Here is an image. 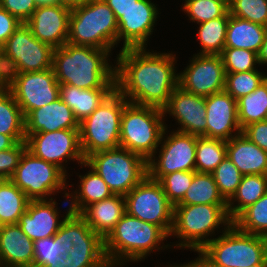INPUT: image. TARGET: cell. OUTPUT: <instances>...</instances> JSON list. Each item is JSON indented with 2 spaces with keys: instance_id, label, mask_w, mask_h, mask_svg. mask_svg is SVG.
Returning a JSON list of instances; mask_svg holds the SVG:
<instances>
[{
  "instance_id": "6da1fadb",
  "label": "cell",
  "mask_w": 267,
  "mask_h": 267,
  "mask_svg": "<svg viewBox=\"0 0 267 267\" xmlns=\"http://www.w3.org/2000/svg\"><path fill=\"white\" fill-rule=\"evenodd\" d=\"M121 49L115 67V88L132 104L163 109L178 86L175 55Z\"/></svg>"
},
{
  "instance_id": "7a4b0ae2",
  "label": "cell",
  "mask_w": 267,
  "mask_h": 267,
  "mask_svg": "<svg viewBox=\"0 0 267 267\" xmlns=\"http://www.w3.org/2000/svg\"><path fill=\"white\" fill-rule=\"evenodd\" d=\"M108 50L65 43L53 50L52 68L58 83L80 89H115V67Z\"/></svg>"
},
{
  "instance_id": "3957f363",
  "label": "cell",
  "mask_w": 267,
  "mask_h": 267,
  "mask_svg": "<svg viewBox=\"0 0 267 267\" xmlns=\"http://www.w3.org/2000/svg\"><path fill=\"white\" fill-rule=\"evenodd\" d=\"M168 237L161 227L125 213L104 239L105 254L111 267L122 265L123 261H141L160 249L159 243Z\"/></svg>"
},
{
  "instance_id": "277c9868",
  "label": "cell",
  "mask_w": 267,
  "mask_h": 267,
  "mask_svg": "<svg viewBox=\"0 0 267 267\" xmlns=\"http://www.w3.org/2000/svg\"><path fill=\"white\" fill-rule=\"evenodd\" d=\"M118 23L103 0H88L71 9L68 43L108 50L116 45Z\"/></svg>"
},
{
  "instance_id": "5b68a950",
  "label": "cell",
  "mask_w": 267,
  "mask_h": 267,
  "mask_svg": "<svg viewBox=\"0 0 267 267\" xmlns=\"http://www.w3.org/2000/svg\"><path fill=\"white\" fill-rule=\"evenodd\" d=\"M128 103L115 88L90 116L79 123L85 159L96 152L120 147L121 115Z\"/></svg>"
},
{
  "instance_id": "8992f818",
  "label": "cell",
  "mask_w": 267,
  "mask_h": 267,
  "mask_svg": "<svg viewBox=\"0 0 267 267\" xmlns=\"http://www.w3.org/2000/svg\"><path fill=\"white\" fill-rule=\"evenodd\" d=\"M163 110L128 103L121 115L120 147L143 157H155L165 129Z\"/></svg>"
},
{
  "instance_id": "52a82bcc",
  "label": "cell",
  "mask_w": 267,
  "mask_h": 267,
  "mask_svg": "<svg viewBox=\"0 0 267 267\" xmlns=\"http://www.w3.org/2000/svg\"><path fill=\"white\" fill-rule=\"evenodd\" d=\"M200 252L217 267H253L267 260L264 236L239 230L234 224L224 228Z\"/></svg>"
},
{
  "instance_id": "ba28073f",
  "label": "cell",
  "mask_w": 267,
  "mask_h": 267,
  "mask_svg": "<svg viewBox=\"0 0 267 267\" xmlns=\"http://www.w3.org/2000/svg\"><path fill=\"white\" fill-rule=\"evenodd\" d=\"M223 224H233L227 211V205H174L173 226L169 236H176L183 241L177 247H187L200 251L212 239L207 236Z\"/></svg>"
},
{
  "instance_id": "9c48e42d",
  "label": "cell",
  "mask_w": 267,
  "mask_h": 267,
  "mask_svg": "<svg viewBox=\"0 0 267 267\" xmlns=\"http://www.w3.org/2000/svg\"><path fill=\"white\" fill-rule=\"evenodd\" d=\"M81 166L93 169L113 195L126 196L148 175L147 161L122 147L89 155Z\"/></svg>"
},
{
  "instance_id": "30bf717a",
  "label": "cell",
  "mask_w": 267,
  "mask_h": 267,
  "mask_svg": "<svg viewBox=\"0 0 267 267\" xmlns=\"http://www.w3.org/2000/svg\"><path fill=\"white\" fill-rule=\"evenodd\" d=\"M67 173L55 164L36 157L26 149L10 180L31 200H46L47 195L64 190Z\"/></svg>"
},
{
  "instance_id": "8fae6325",
  "label": "cell",
  "mask_w": 267,
  "mask_h": 267,
  "mask_svg": "<svg viewBox=\"0 0 267 267\" xmlns=\"http://www.w3.org/2000/svg\"><path fill=\"white\" fill-rule=\"evenodd\" d=\"M53 50L21 23L3 45V59L8 73L43 71L52 68Z\"/></svg>"
},
{
  "instance_id": "7c38bea8",
  "label": "cell",
  "mask_w": 267,
  "mask_h": 267,
  "mask_svg": "<svg viewBox=\"0 0 267 267\" xmlns=\"http://www.w3.org/2000/svg\"><path fill=\"white\" fill-rule=\"evenodd\" d=\"M124 198L127 214L157 225L170 235L174 205L167 199L158 181L147 175Z\"/></svg>"
},
{
  "instance_id": "4fadbf2b",
  "label": "cell",
  "mask_w": 267,
  "mask_h": 267,
  "mask_svg": "<svg viewBox=\"0 0 267 267\" xmlns=\"http://www.w3.org/2000/svg\"><path fill=\"white\" fill-rule=\"evenodd\" d=\"M9 74V90L24 117L32 110L51 104L60 98V84L53 68L43 71Z\"/></svg>"
},
{
  "instance_id": "5bb4252c",
  "label": "cell",
  "mask_w": 267,
  "mask_h": 267,
  "mask_svg": "<svg viewBox=\"0 0 267 267\" xmlns=\"http://www.w3.org/2000/svg\"><path fill=\"white\" fill-rule=\"evenodd\" d=\"M166 130L165 127L161 137L164 142L160 146L159 159L147 161L148 176L155 181L176 171H195L197 135L176 131L165 140Z\"/></svg>"
},
{
  "instance_id": "9a60e30c",
  "label": "cell",
  "mask_w": 267,
  "mask_h": 267,
  "mask_svg": "<svg viewBox=\"0 0 267 267\" xmlns=\"http://www.w3.org/2000/svg\"><path fill=\"white\" fill-rule=\"evenodd\" d=\"M27 149L36 157L55 164L65 173L62 165L66 159L83 164L85 158L81 149L79 129H61L53 132H37L26 139Z\"/></svg>"
},
{
  "instance_id": "2e32d148",
  "label": "cell",
  "mask_w": 267,
  "mask_h": 267,
  "mask_svg": "<svg viewBox=\"0 0 267 267\" xmlns=\"http://www.w3.org/2000/svg\"><path fill=\"white\" fill-rule=\"evenodd\" d=\"M226 73L221 55L196 54L179 73L178 86L184 91L208 97L225 90Z\"/></svg>"
},
{
  "instance_id": "e0dca14e",
  "label": "cell",
  "mask_w": 267,
  "mask_h": 267,
  "mask_svg": "<svg viewBox=\"0 0 267 267\" xmlns=\"http://www.w3.org/2000/svg\"><path fill=\"white\" fill-rule=\"evenodd\" d=\"M155 4L150 0H138L117 19V41L124 40L122 49L143 48L153 32L158 15Z\"/></svg>"
},
{
  "instance_id": "ac0fdd59",
  "label": "cell",
  "mask_w": 267,
  "mask_h": 267,
  "mask_svg": "<svg viewBox=\"0 0 267 267\" xmlns=\"http://www.w3.org/2000/svg\"><path fill=\"white\" fill-rule=\"evenodd\" d=\"M162 110L164 115H172L181 125L177 131L207 137L205 97L177 86Z\"/></svg>"
},
{
  "instance_id": "d6986e66",
  "label": "cell",
  "mask_w": 267,
  "mask_h": 267,
  "mask_svg": "<svg viewBox=\"0 0 267 267\" xmlns=\"http://www.w3.org/2000/svg\"><path fill=\"white\" fill-rule=\"evenodd\" d=\"M71 9L60 4L39 6L25 22L34 37L53 49L68 41Z\"/></svg>"
},
{
  "instance_id": "ffe728a7",
  "label": "cell",
  "mask_w": 267,
  "mask_h": 267,
  "mask_svg": "<svg viewBox=\"0 0 267 267\" xmlns=\"http://www.w3.org/2000/svg\"><path fill=\"white\" fill-rule=\"evenodd\" d=\"M207 138L229 141L242 133L237 101L225 90L205 97ZM233 131L234 135H232Z\"/></svg>"
},
{
  "instance_id": "44dd1931",
  "label": "cell",
  "mask_w": 267,
  "mask_h": 267,
  "mask_svg": "<svg viewBox=\"0 0 267 267\" xmlns=\"http://www.w3.org/2000/svg\"><path fill=\"white\" fill-rule=\"evenodd\" d=\"M31 200L26 211L20 216L18 225L22 231L34 242L38 239L53 237L61 227L56 201Z\"/></svg>"
},
{
  "instance_id": "7402d4cb",
  "label": "cell",
  "mask_w": 267,
  "mask_h": 267,
  "mask_svg": "<svg viewBox=\"0 0 267 267\" xmlns=\"http://www.w3.org/2000/svg\"><path fill=\"white\" fill-rule=\"evenodd\" d=\"M61 129H79V122L73 111L60 98L30 111L25 116L26 139L37 132H53Z\"/></svg>"
},
{
  "instance_id": "603a6c76",
  "label": "cell",
  "mask_w": 267,
  "mask_h": 267,
  "mask_svg": "<svg viewBox=\"0 0 267 267\" xmlns=\"http://www.w3.org/2000/svg\"><path fill=\"white\" fill-rule=\"evenodd\" d=\"M34 242L18 224L0 226V267H33Z\"/></svg>"
},
{
  "instance_id": "cb8c5ba5",
  "label": "cell",
  "mask_w": 267,
  "mask_h": 267,
  "mask_svg": "<svg viewBox=\"0 0 267 267\" xmlns=\"http://www.w3.org/2000/svg\"><path fill=\"white\" fill-rule=\"evenodd\" d=\"M67 256L76 265L111 267L104 248V239L96 234L84 219L77 221V240Z\"/></svg>"
},
{
  "instance_id": "d4e9b609",
  "label": "cell",
  "mask_w": 267,
  "mask_h": 267,
  "mask_svg": "<svg viewBox=\"0 0 267 267\" xmlns=\"http://www.w3.org/2000/svg\"><path fill=\"white\" fill-rule=\"evenodd\" d=\"M226 154L243 175H267V152L242 133L227 141Z\"/></svg>"
},
{
  "instance_id": "484cf974",
  "label": "cell",
  "mask_w": 267,
  "mask_h": 267,
  "mask_svg": "<svg viewBox=\"0 0 267 267\" xmlns=\"http://www.w3.org/2000/svg\"><path fill=\"white\" fill-rule=\"evenodd\" d=\"M126 213L125 198L112 195L84 209V220L91 229L105 239Z\"/></svg>"
},
{
  "instance_id": "4316f807",
  "label": "cell",
  "mask_w": 267,
  "mask_h": 267,
  "mask_svg": "<svg viewBox=\"0 0 267 267\" xmlns=\"http://www.w3.org/2000/svg\"><path fill=\"white\" fill-rule=\"evenodd\" d=\"M77 240V222H63L53 237L34 241L33 267H44L47 262L66 256Z\"/></svg>"
},
{
  "instance_id": "83f0119b",
  "label": "cell",
  "mask_w": 267,
  "mask_h": 267,
  "mask_svg": "<svg viewBox=\"0 0 267 267\" xmlns=\"http://www.w3.org/2000/svg\"><path fill=\"white\" fill-rule=\"evenodd\" d=\"M114 89H80L60 85V99L73 111L80 123L90 116Z\"/></svg>"
},
{
  "instance_id": "f1b7e54d",
  "label": "cell",
  "mask_w": 267,
  "mask_h": 267,
  "mask_svg": "<svg viewBox=\"0 0 267 267\" xmlns=\"http://www.w3.org/2000/svg\"><path fill=\"white\" fill-rule=\"evenodd\" d=\"M267 27L230 15L225 47L247 49L258 54Z\"/></svg>"
},
{
  "instance_id": "f546056e",
  "label": "cell",
  "mask_w": 267,
  "mask_h": 267,
  "mask_svg": "<svg viewBox=\"0 0 267 267\" xmlns=\"http://www.w3.org/2000/svg\"><path fill=\"white\" fill-rule=\"evenodd\" d=\"M266 192L267 175H243L236 192L227 201L230 219L233 221L245 208L258 201ZM234 201H237L238 205H233Z\"/></svg>"
},
{
  "instance_id": "4dcf8cb0",
  "label": "cell",
  "mask_w": 267,
  "mask_h": 267,
  "mask_svg": "<svg viewBox=\"0 0 267 267\" xmlns=\"http://www.w3.org/2000/svg\"><path fill=\"white\" fill-rule=\"evenodd\" d=\"M0 134L26 142L25 117L9 89L0 92Z\"/></svg>"
},
{
  "instance_id": "1f68e13d",
  "label": "cell",
  "mask_w": 267,
  "mask_h": 267,
  "mask_svg": "<svg viewBox=\"0 0 267 267\" xmlns=\"http://www.w3.org/2000/svg\"><path fill=\"white\" fill-rule=\"evenodd\" d=\"M196 204L227 205V201L219 193L212 173L196 172L185 196L176 205Z\"/></svg>"
},
{
  "instance_id": "d6a6232c",
  "label": "cell",
  "mask_w": 267,
  "mask_h": 267,
  "mask_svg": "<svg viewBox=\"0 0 267 267\" xmlns=\"http://www.w3.org/2000/svg\"><path fill=\"white\" fill-rule=\"evenodd\" d=\"M29 199L10 179L0 181V226L18 224Z\"/></svg>"
},
{
  "instance_id": "836d02e7",
  "label": "cell",
  "mask_w": 267,
  "mask_h": 267,
  "mask_svg": "<svg viewBox=\"0 0 267 267\" xmlns=\"http://www.w3.org/2000/svg\"><path fill=\"white\" fill-rule=\"evenodd\" d=\"M238 121L241 129L267 119V78L252 92L237 100Z\"/></svg>"
},
{
  "instance_id": "e575fe53",
  "label": "cell",
  "mask_w": 267,
  "mask_h": 267,
  "mask_svg": "<svg viewBox=\"0 0 267 267\" xmlns=\"http://www.w3.org/2000/svg\"><path fill=\"white\" fill-rule=\"evenodd\" d=\"M230 14L203 22L198 30L201 49L200 55H221L225 48L226 32Z\"/></svg>"
},
{
  "instance_id": "d590c367",
  "label": "cell",
  "mask_w": 267,
  "mask_h": 267,
  "mask_svg": "<svg viewBox=\"0 0 267 267\" xmlns=\"http://www.w3.org/2000/svg\"><path fill=\"white\" fill-rule=\"evenodd\" d=\"M227 141L197 136L195 171L212 173L227 156Z\"/></svg>"
},
{
  "instance_id": "8d00e7d4",
  "label": "cell",
  "mask_w": 267,
  "mask_h": 267,
  "mask_svg": "<svg viewBox=\"0 0 267 267\" xmlns=\"http://www.w3.org/2000/svg\"><path fill=\"white\" fill-rule=\"evenodd\" d=\"M233 224L241 231L254 235H267V192L254 204L245 208Z\"/></svg>"
},
{
  "instance_id": "74e56055",
  "label": "cell",
  "mask_w": 267,
  "mask_h": 267,
  "mask_svg": "<svg viewBox=\"0 0 267 267\" xmlns=\"http://www.w3.org/2000/svg\"><path fill=\"white\" fill-rule=\"evenodd\" d=\"M266 78L267 76L258 70L226 73L225 91L237 101L254 92Z\"/></svg>"
},
{
  "instance_id": "f35d334b",
  "label": "cell",
  "mask_w": 267,
  "mask_h": 267,
  "mask_svg": "<svg viewBox=\"0 0 267 267\" xmlns=\"http://www.w3.org/2000/svg\"><path fill=\"white\" fill-rule=\"evenodd\" d=\"M79 177L80 185L79 192L77 190V193L84 209L95 202L110 198L113 195L106 182L93 169L87 175H80Z\"/></svg>"
},
{
  "instance_id": "ab89813d",
  "label": "cell",
  "mask_w": 267,
  "mask_h": 267,
  "mask_svg": "<svg viewBox=\"0 0 267 267\" xmlns=\"http://www.w3.org/2000/svg\"><path fill=\"white\" fill-rule=\"evenodd\" d=\"M183 11L188 14L190 21L201 24L203 22L223 17L229 11V2L212 0H185Z\"/></svg>"
},
{
  "instance_id": "60d3db41",
  "label": "cell",
  "mask_w": 267,
  "mask_h": 267,
  "mask_svg": "<svg viewBox=\"0 0 267 267\" xmlns=\"http://www.w3.org/2000/svg\"><path fill=\"white\" fill-rule=\"evenodd\" d=\"M219 193L228 201L236 192L243 174L234 163L226 156L212 172Z\"/></svg>"
},
{
  "instance_id": "b9f144b4",
  "label": "cell",
  "mask_w": 267,
  "mask_h": 267,
  "mask_svg": "<svg viewBox=\"0 0 267 267\" xmlns=\"http://www.w3.org/2000/svg\"><path fill=\"white\" fill-rule=\"evenodd\" d=\"M229 14L267 27V0H230Z\"/></svg>"
},
{
  "instance_id": "7bdbcfd3",
  "label": "cell",
  "mask_w": 267,
  "mask_h": 267,
  "mask_svg": "<svg viewBox=\"0 0 267 267\" xmlns=\"http://www.w3.org/2000/svg\"><path fill=\"white\" fill-rule=\"evenodd\" d=\"M221 57L225 73L257 70L255 65L259 64L258 54L247 49L225 47Z\"/></svg>"
},
{
  "instance_id": "ee69618b",
  "label": "cell",
  "mask_w": 267,
  "mask_h": 267,
  "mask_svg": "<svg viewBox=\"0 0 267 267\" xmlns=\"http://www.w3.org/2000/svg\"><path fill=\"white\" fill-rule=\"evenodd\" d=\"M196 171H176L164 175L158 182L161 184L167 199L173 204H178L186 194L192 183Z\"/></svg>"
},
{
  "instance_id": "f6af8a7d",
  "label": "cell",
  "mask_w": 267,
  "mask_h": 267,
  "mask_svg": "<svg viewBox=\"0 0 267 267\" xmlns=\"http://www.w3.org/2000/svg\"><path fill=\"white\" fill-rule=\"evenodd\" d=\"M26 149V142H17L12 148L0 151V177L2 179H10L13 176Z\"/></svg>"
},
{
  "instance_id": "bcb514c9",
  "label": "cell",
  "mask_w": 267,
  "mask_h": 267,
  "mask_svg": "<svg viewBox=\"0 0 267 267\" xmlns=\"http://www.w3.org/2000/svg\"><path fill=\"white\" fill-rule=\"evenodd\" d=\"M0 7L25 23L37 9L34 0H0Z\"/></svg>"
},
{
  "instance_id": "7dc6e473",
  "label": "cell",
  "mask_w": 267,
  "mask_h": 267,
  "mask_svg": "<svg viewBox=\"0 0 267 267\" xmlns=\"http://www.w3.org/2000/svg\"><path fill=\"white\" fill-rule=\"evenodd\" d=\"M242 134L267 152V120L247 125L242 129Z\"/></svg>"
},
{
  "instance_id": "c3c4849f",
  "label": "cell",
  "mask_w": 267,
  "mask_h": 267,
  "mask_svg": "<svg viewBox=\"0 0 267 267\" xmlns=\"http://www.w3.org/2000/svg\"><path fill=\"white\" fill-rule=\"evenodd\" d=\"M22 22L0 7V45L3 46Z\"/></svg>"
},
{
  "instance_id": "681fc988",
  "label": "cell",
  "mask_w": 267,
  "mask_h": 267,
  "mask_svg": "<svg viewBox=\"0 0 267 267\" xmlns=\"http://www.w3.org/2000/svg\"><path fill=\"white\" fill-rule=\"evenodd\" d=\"M70 196L72 197V201L70 202L69 209L67 210L68 212L66 213L65 218H63L62 220L63 222H77L79 220L84 219V208L81 204L80 197L77 191H75L72 195L68 192L65 193V197L70 198ZM65 203L66 202H64V204Z\"/></svg>"
},
{
  "instance_id": "f907efd6",
  "label": "cell",
  "mask_w": 267,
  "mask_h": 267,
  "mask_svg": "<svg viewBox=\"0 0 267 267\" xmlns=\"http://www.w3.org/2000/svg\"><path fill=\"white\" fill-rule=\"evenodd\" d=\"M114 12L116 19L129 10L138 0H103Z\"/></svg>"
},
{
  "instance_id": "816d5d0a",
  "label": "cell",
  "mask_w": 267,
  "mask_h": 267,
  "mask_svg": "<svg viewBox=\"0 0 267 267\" xmlns=\"http://www.w3.org/2000/svg\"><path fill=\"white\" fill-rule=\"evenodd\" d=\"M9 89V74L3 59V46L0 45V92Z\"/></svg>"
},
{
  "instance_id": "f5cc1de1",
  "label": "cell",
  "mask_w": 267,
  "mask_h": 267,
  "mask_svg": "<svg viewBox=\"0 0 267 267\" xmlns=\"http://www.w3.org/2000/svg\"><path fill=\"white\" fill-rule=\"evenodd\" d=\"M44 267H86L85 265H76L74 264L69 256L60 255V259H56L52 262H47Z\"/></svg>"
},
{
  "instance_id": "db71d44e",
  "label": "cell",
  "mask_w": 267,
  "mask_h": 267,
  "mask_svg": "<svg viewBox=\"0 0 267 267\" xmlns=\"http://www.w3.org/2000/svg\"><path fill=\"white\" fill-rule=\"evenodd\" d=\"M200 255L195 261L182 265V267H217L208 258H206L200 251H197Z\"/></svg>"
},
{
  "instance_id": "11a10c76",
  "label": "cell",
  "mask_w": 267,
  "mask_h": 267,
  "mask_svg": "<svg viewBox=\"0 0 267 267\" xmlns=\"http://www.w3.org/2000/svg\"><path fill=\"white\" fill-rule=\"evenodd\" d=\"M17 142L8 135L0 134V151L12 148Z\"/></svg>"
},
{
  "instance_id": "9f6ffc18",
  "label": "cell",
  "mask_w": 267,
  "mask_h": 267,
  "mask_svg": "<svg viewBox=\"0 0 267 267\" xmlns=\"http://www.w3.org/2000/svg\"><path fill=\"white\" fill-rule=\"evenodd\" d=\"M258 62H259V65L267 64V32H266L264 41L261 45V48L258 52Z\"/></svg>"
},
{
  "instance_id": "6f0895ef",
  "label": "cell",
  "mask_w": 267,
  "mask_h": 267,
  "mask_svg": "<svg viewBox=\"0 0 267 267\" xmlns=\"http://www.w3.org/2000/svg\"><path fill=\"white\" fill-rule=\"evenodd\" d=\"M88 0H59V4L65 6L69 9L76 8L83 3L87 2Z\"/></svg>"
},
{
  "instance_id": "680465c9",
  "label": "cell",
  "mask_w": 267,
  "mask_h": 267,
  "mask_svg": "<svg viewBox=\"0 0 267 267\" xmlns=\"http://www.w3.org/2000/svg\"><path fill=\"white\" fill-rule=\"evenodd\" d=\"M37 7L52 6L59 4V0H34Z\"/></svg>"
},
{
  "instance_id": "91938a15",
  "label": "cell",
  "mask_w": 267,
  "mask_h": 267,
  "mask_svg": "<svg viewBox=\"0 0 267 267\" xmlns=\"http://www.w3.org/2000/svg\"><path fill=\"white\" fill-rule=\"evenodd\" d=\"M253 267H267V260L262 265H257Z\"/></svg>"
},
{
  "instance_id": "94428289",
  "label": "cell",
  "mask_w": 267,
  "mask_h": 267,
  "mask_svg": "<svg viewBox=\"0 0 267 267\" xmlns=\"http://www.w3.org/2000/svg\"><path fill=\"white\" fill-rule=\"evenodd\" d=\"M212 1L229 2L230 0H212Z\"/></svg>"
},
{
  "instance_id": "6125c7cd",
  "label": "cell",
  "mask_w": 267,
  "mask_h": 267,
  "mask_svg": "<svg viewBox=\"0 0 267 267\" xmlns=\"http://www.w3.org/2000/svg\"><path fill=\"white\" fill-rule=\"evenodd\" d=\"M265 240H266V250H267V235L265 236Z\"/></svg>"
},
{
  "instance_id": "be15d7a7",
  "label": "cell",
  "mask_w": 267,
  "mask_h": 267,
  "mask_svg": "<svg viewBox=\"0 0 267 267\" xmlns=\"http://www.w3.org/2000/svg\"><path fill=\"white\" fill-rule=\"evenodd\" d=\"M169 267H182V265L181 266L180 265L179 266L178 265L177 266L174 265V266H169Z\"/></svg>"
}]
</instances>
